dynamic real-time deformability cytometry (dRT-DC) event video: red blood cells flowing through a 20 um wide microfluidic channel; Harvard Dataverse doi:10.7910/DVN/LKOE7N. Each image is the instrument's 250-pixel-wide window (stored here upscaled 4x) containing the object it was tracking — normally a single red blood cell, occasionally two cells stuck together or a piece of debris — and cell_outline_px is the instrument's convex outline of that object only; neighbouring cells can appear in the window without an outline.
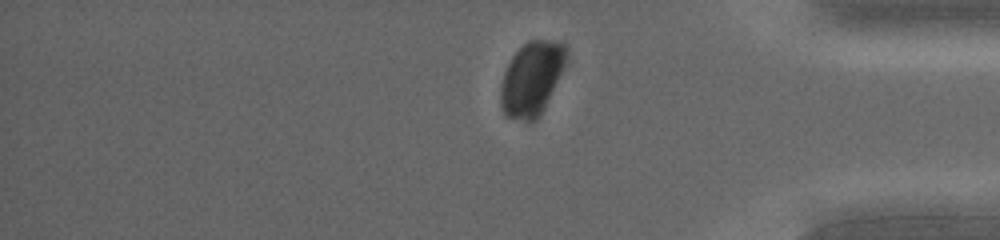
{"species": "common noctule bat (a hibernating species)", "species_latin": "Nyctalus noctula", "temperature_condition": "warm", "stored_images_in_passage": 59, "camera_frame_rate_fps": 5000, "um_per_image_px": 0.085, "animal": {"sex": "female", "body_mass_g": 19.0, "forearm_length_mm": 53.3}, "frame": {"image": 1, "passage_image": 53, "time_ms": 10.4, "image_size_px": [1000, 240], "cell_outline_px": [[568, 60], [540, 116], [536, 120], [528, 124], [504, 116], [500, 104], [500, 88], [504, 72], [512, 56], [528, 40], [560, 40], [568, 44]], "centroid_in_image_um": [45.22, 6.69], "position_along_channel_um": 390.0, "area_um2": 29.02}}